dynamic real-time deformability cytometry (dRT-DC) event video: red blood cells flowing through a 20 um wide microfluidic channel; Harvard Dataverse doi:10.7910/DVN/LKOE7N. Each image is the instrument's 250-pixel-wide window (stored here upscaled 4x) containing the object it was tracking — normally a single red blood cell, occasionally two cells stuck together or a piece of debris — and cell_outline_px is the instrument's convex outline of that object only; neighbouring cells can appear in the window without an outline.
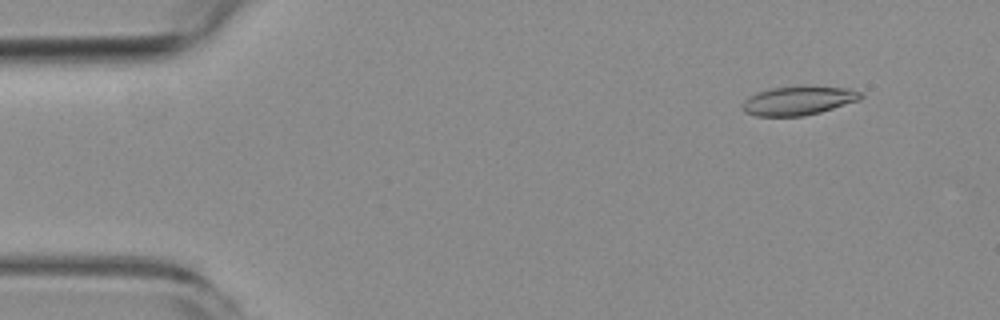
{"species": "common noctule bat (a hibernating species)", "species_latin": "Nyctalus noctula", "temperature_condition": "room temperature", "stored_images_in_passage": 6, "camera_frame_rate_fps": 3000, "um_per_image_px": 0.085, "animal": {"sex": "female", "body_mass_g": 19.3, "forearm_length_mm": 54.1}, "frame": {"image": 1, "passage_image": 2, "time_ms": 1.333, "image_size_px": [1000, 320], "cell_outline_px": [[864, 96], [860, 100], [820, 112], [804, 116], [756, 116], [744, 112], [744, 100], [748, 96], [756, 92], [768, 88], [844, 88], [860, 92]], "centroid_in_image_um": [67.82, 8.59], "position_along_channel_um": 17.2, "area_um2": 19.25}}